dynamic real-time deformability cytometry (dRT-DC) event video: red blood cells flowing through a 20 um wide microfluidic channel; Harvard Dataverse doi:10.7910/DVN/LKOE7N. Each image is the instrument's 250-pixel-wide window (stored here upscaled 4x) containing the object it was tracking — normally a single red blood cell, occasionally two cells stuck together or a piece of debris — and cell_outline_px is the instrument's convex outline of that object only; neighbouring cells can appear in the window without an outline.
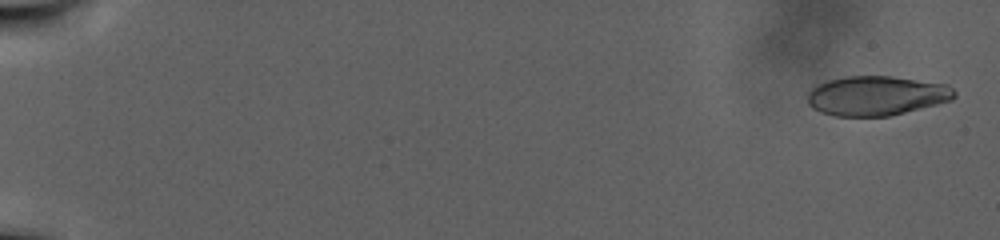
{"species": "human", "species_latin": "Homo sapiens", "temperature_condition": "warm", "stored_images_in_passage": 111, "camera_frame_rate_fps": 3000, "um_per_image_px": 0.085, "donor": {"sex": "male"}, "frame": {"image": 1, "passage_image": 4, "time_ms": 1.0, "image_size_px": [1000, 240], "cell_outline_px": [[956, 96], [952, 100], [888, 116], [836, 116], [820, 112], [812, 108], [808, 104], [808, 92], [816, 84], [828, 80], [844, 76], [892, 76], [948, 84], [956, 92]], "centroid_in_image_um": [74.48, 8.12], "position_along_channel_um": 10.5, "area_um2": 33.93}}
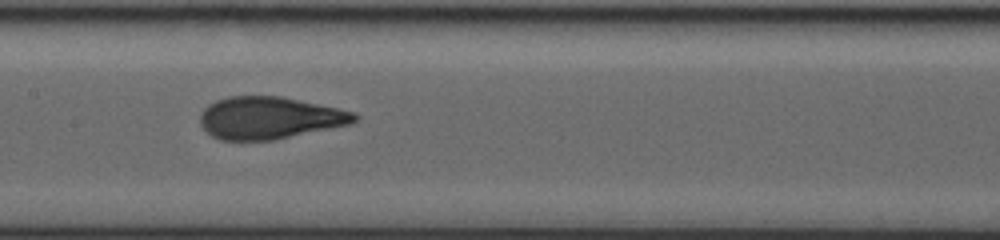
{"frame": {"image": 2, "passage_image": 61, "time_ms": 20.0, "image_size_px": [1000, 240], "cell_outline_px": [[360, 116], [352, 124], [272, 140], [220, 140], [212, 136], [200, 124], [200, 116], [204, 108], [208, 104], [216, 100], [228, 96], [280, 96], [356, 112]], "centroid_in_image_um": [22.91, 10.02], "position_along_channel_um": 184.5, "area_um2": 37.92}}
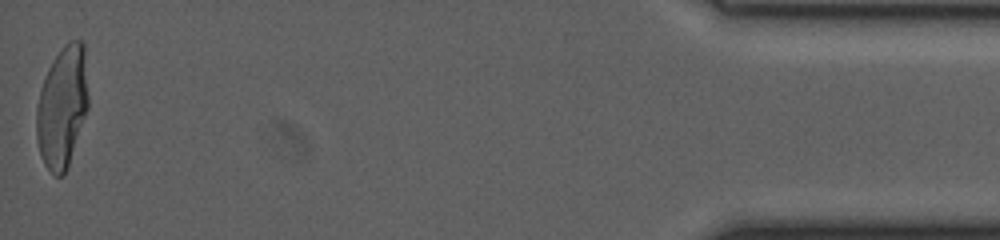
{"frame": {"image": 3, "passage_image": 110, "time_ms": 36.333, "image_size_px": [1000, 240], "cell_outline_px": [[88, 108], [68, 168], [60, 176], [56, 176], [44, 164], [40, 156], [36, 140], [36, 108], [40, 88], [44, 76], [52, 60], [64, 44], [68, 40], [80, 40], [84, 44], [88, 96]], "centroid_in_image_um": [5.28, 9.08], "position_along_channel_um": 429.9, "area_um2": 37.05}}